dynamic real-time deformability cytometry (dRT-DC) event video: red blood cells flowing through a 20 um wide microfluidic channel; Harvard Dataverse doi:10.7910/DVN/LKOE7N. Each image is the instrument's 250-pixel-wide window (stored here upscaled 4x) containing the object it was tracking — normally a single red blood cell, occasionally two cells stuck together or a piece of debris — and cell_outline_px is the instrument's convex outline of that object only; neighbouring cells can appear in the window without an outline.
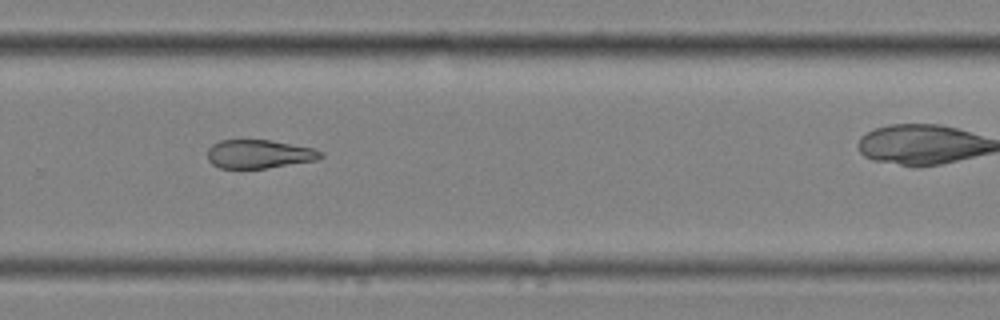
{"species": "common noctule bat (a hibernating species)", "species_latin": "Nyctalus noctula", "temperature_condition": "cold", "stored_images_in_passage": 10, "camera_frame_rate_fps": 3000, "um_per_image_px": 0.085, "animal": {"sex": "female", "body_mass_g": 25.1}, "frame": {"image": 1, "passage_image": 9, "time_ms": 2.667, "image_size_px": [1000, 320], "cell_outline_px": [[324, 156], [316, 160], [268, 168], [240, 172], [220, 168], [212, 164], [208, 160], [208, 148], [212, 144], [220, 140], [268, 140], [312, 148], [324, 152]], "centroid_in_image_um": [21.96, 13.14], "position_along_channel_um": 307.8, "area_um2": 19.48}}